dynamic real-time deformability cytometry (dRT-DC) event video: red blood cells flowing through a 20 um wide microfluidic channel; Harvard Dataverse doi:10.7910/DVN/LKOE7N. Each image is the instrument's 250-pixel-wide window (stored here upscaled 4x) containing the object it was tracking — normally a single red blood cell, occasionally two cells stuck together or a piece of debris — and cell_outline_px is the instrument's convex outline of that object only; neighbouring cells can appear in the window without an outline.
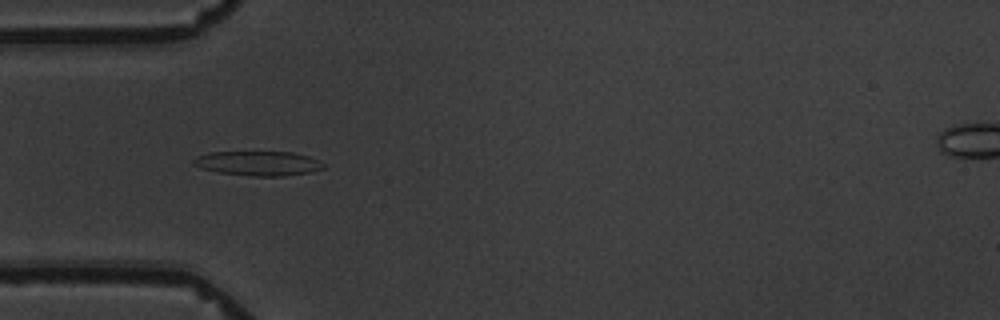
{"species": "common noctule bat (a hibernating species)", "species_latin": "Nyctalus noctula", "temperature_condition": "warm", "stored_images_in_passage": 5, "camera_frame_rate_fps": 3000, "um_per_image_px": 0.085, "animal": {"sex": "male", "body_mass_g": 19.5, "forearm_length_mm": 54.6}, "frame": {"image": 1, "passage_image": 1, "time_ms": 0.0, "image_size_px": [1000, 320], "cell_outline_px": [[324, 168], [312, 172], [280, 176], [252, 176], [216, 172], [200, 168], [192, 164], [192, 160], [196, 156], [208, 152], [292, 152], [308, 156], [320, 160], [324, 164]], "centroid_in_image_um": [21.92, 13.88], "position_along_channel_um": 63.1, "area_um2": 18.73}}
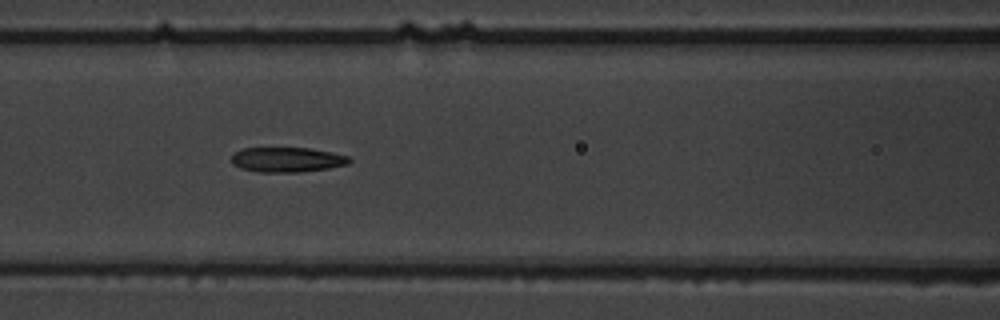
{"frame": {"image": 2, "passage_image": 3, "time_ms": 2.333, "image_size_px": [1000, 320], "cell_outline_px": [[352, 160], [348, 164], [328, 168], [300, 172], [260, 172], [240, 168], [232, 164], [232, 152], [244, 148], [308, 148], [332, 152], [348, 156]], "centroid_in_image_um": [24.38, 13.57], "position_along_channel_um": 142.2, "area_um2": 17.11}}
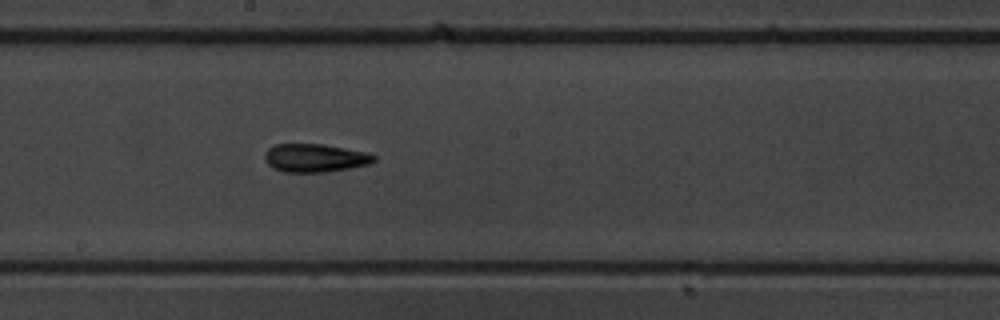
{"frame": {"image": 3, "passage_image": 5, "time_ms": 4.667, "image_size_px": [1000, 320], "cell_outline_px": [[376, 160], [372, 164], [328, 172], [284, 172], [272, 168], [264, 160], [264, 152], [268, 148], [276, 144], [324, 144], [364, 152], [376, 156]], "centroid_in_image_um": [26.75, 13.43], "position_along_channel_um": 221.4, "area_um2": 18.15}}